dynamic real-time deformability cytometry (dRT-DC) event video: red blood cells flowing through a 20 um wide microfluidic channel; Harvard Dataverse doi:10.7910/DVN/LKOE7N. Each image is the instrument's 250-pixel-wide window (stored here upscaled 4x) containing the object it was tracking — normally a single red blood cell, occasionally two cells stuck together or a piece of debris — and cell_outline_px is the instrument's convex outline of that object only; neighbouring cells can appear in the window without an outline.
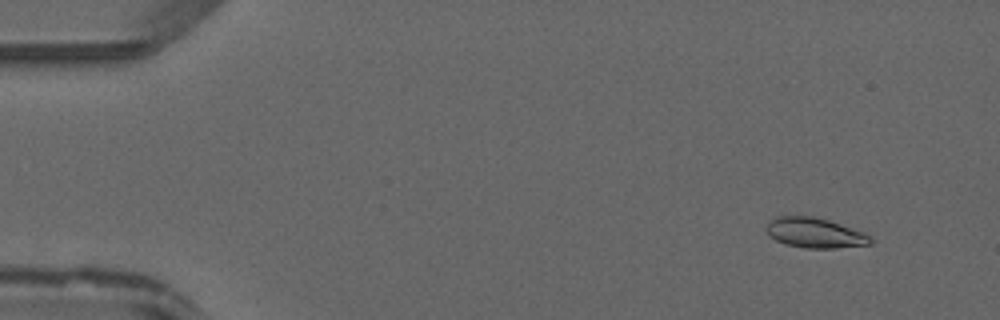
{"species": "common noctule bat (a hibernating species)", "species_latin": "Nyctalus noctula", "temperature_condition": "warm", "stored_images_in_passage": 47, "camera_frame_rate_fps": 3000, "um_per_image_px": 0.085, "animal": {"sex": "male", "forearm_length_mm": 52.5}, "frame": {"image": 1, "passage_image": 4, "time_ms": 1.0, "image_size_px": [1000, 320], "cell_outline_px": [[872, 244], [836, 248], [804, 248], [784, 244], [768, 236], [764, 228], [776, 216], [812, 216], [828, 220], [864, 232], [872, 236]], "centroid_in_image_um": [69.26, 19.8], "position_along_channel_um": 15.7, "area_um2": 18.38}}
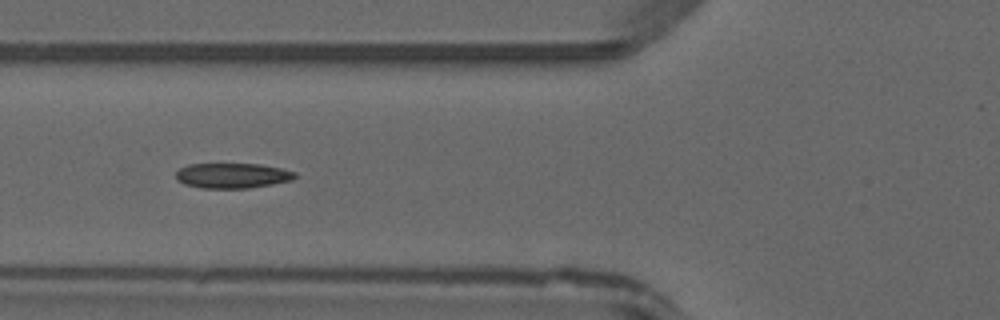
{"frame": {"image": 2, "passage_image": 18, "time_ms": 5.667, "image_size_px": [1000, 320], "cell_outline_px": [[296, 176], [292, 180], [272, 184], [248, 188], [200, 188], [184, 184], [176, 180], [176, 172], [180, 168], [188, 164], [260, 164], [280, 168], [296, 172]], "centroid_in_image_um": [19.73, 14.93], "position_along_channel_um": 106.1, "area_um2": 17.46}}
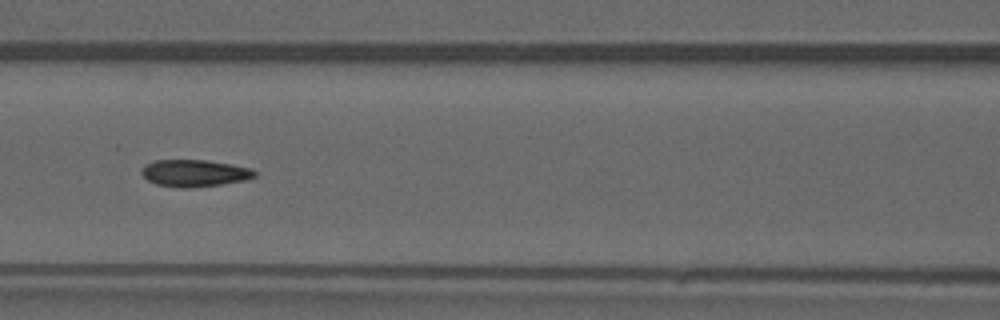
{"frame": {"image": 3, "passage_image": 21, "time_ms": 6.667, "image_size_px": [1000, 320], "cell_outline_px": [[256, 176], [244, 180], [220, 184], [188, 188], [176, 188], [156, 184], [148, 180], [140, 172], [140, 168], [144, 164], [156, 160], [204, 160], [232, 164], [252, 168], [256, 172]], "centroid_in_image_um": [16.5, 14.71], "position_along_channel_um": 150.1, "area_um2": 17.86}}